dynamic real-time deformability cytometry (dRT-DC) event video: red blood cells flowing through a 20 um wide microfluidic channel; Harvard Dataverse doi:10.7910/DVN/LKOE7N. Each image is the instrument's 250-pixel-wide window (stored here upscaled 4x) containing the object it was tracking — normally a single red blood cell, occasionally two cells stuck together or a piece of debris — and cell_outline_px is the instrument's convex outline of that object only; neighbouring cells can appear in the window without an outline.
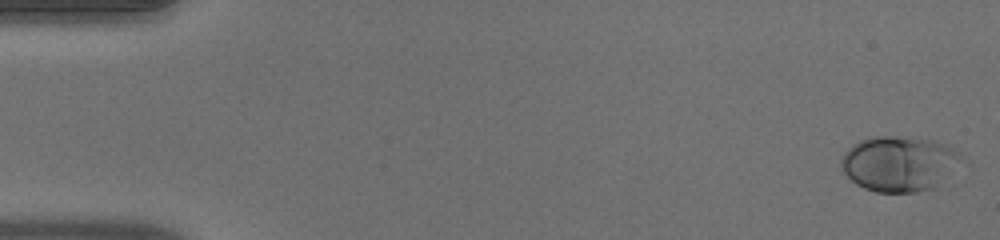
{"species": "human", "species_latin": "Homo sapiens", "temperature_condition": "warm", "stored_images_in_passage": 51, "camera_frame_rate_fps": 3000, "um_per_image_px": 0.085, "donor": {"sex": "male"}, "frame": {"image": 1, "passage_image": 1, "time_ms": 0.0, "image_size_px": [1000, 240], "cell_outline_px": [[960, 152], [936, 188], [916, 192], [876, 192], [864, 188], [856, 184], [844, 172], [840, 164], [840, 160], [844, 152], [852, 144], [860, 140], [876, 136], [892, 136], [928, 140], [944, 144]], "centroid_in_image_um": [76.28, 13.92], "position_along_channel_um": 8.7, "area_um2": 37.57}}
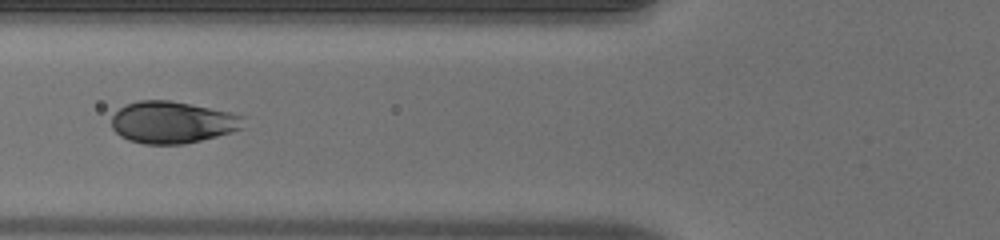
{"frame": {"image": 2, "passage_image": 20, "time_ms": 6.333, "image_size_px": [1000, 240], "cell_outline_px": [[244, 128], [232, 132], [184, 144], [144, 144], [128, 140], [120, 136], [112, 128], [112, 116], [124, 104], [140, 100], [168, 100], [228, 112], [244, 116]], "centroid_in_image_um": [14.63, 10.4], "position_along_channel_um": 111.2, "area_um2": 32.08}}
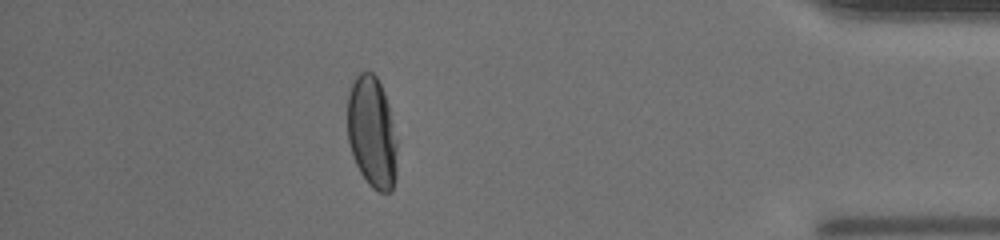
{"frame": {"image": 3, "passage_image": 45, "time_ms": 14.667, "image_size_px": [1000, 240], "cell_outline_px": [[396, 180], [392, 192], [380, 192], [372, 188], [368, 184], [360, 172], [356, 164], [348, 140], [348, 92], [356, 76], [360, 72], [372, 72], [376, 76], [384, 92], [388, 104], [392, 120], [396, 140]], "centroid_in_image_um": [31.62, 11.27], "position_along_channel_um": 403.6, "area_um2": 32.25}, "authors_computed_cell_mechanics": {"area_um2": 34.3332, "velocity_mm_per_s": 4.0166, "shape_relaxation_time_tau1_ms": 2.5389, "shape_relaxation_time_tau2_ms": null, "deformation_change_tau1": 0.1508, "deformation_change_tau2": null}}